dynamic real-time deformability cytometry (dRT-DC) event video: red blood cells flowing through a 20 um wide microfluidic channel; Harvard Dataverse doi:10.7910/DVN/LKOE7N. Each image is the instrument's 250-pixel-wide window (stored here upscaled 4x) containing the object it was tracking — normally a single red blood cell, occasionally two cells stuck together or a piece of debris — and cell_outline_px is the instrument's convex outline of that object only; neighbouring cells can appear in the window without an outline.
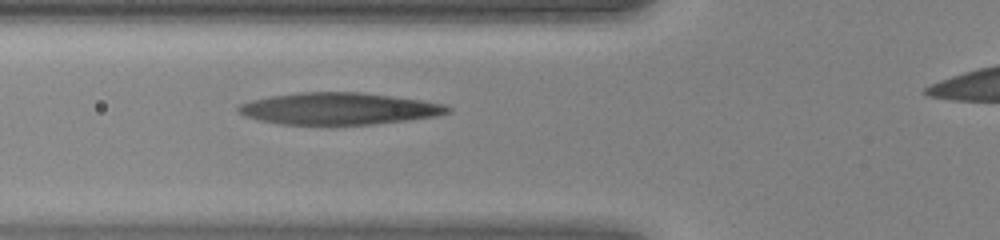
{"species": "human", "species_latin": "Homo sapiens", "temperature_condition": "warm", "stored_images_in_passage": 37, "camera_frame_rate_fps": 3000, "um_per_image_px": 0.085, "donor": {"sex": "female"}, "frame": {"image": 1, "passage_image": 11, "time_ms": 3.333, "image_size_px": [1000, 240], "cell_outline_px": [[452, 108], [448, 112], [436, 116], [404, 120], [368, 124], [280, 124], [260, 120], [248, 116], [240, 112], [236, 108], [240, 104], [252, 100], [272, 96], [300, 92], [356, 92], [420, 100], [444, 104]], "centroid_in_image_um": [28.78, 9.23], "position_along_channel_um": 97.0, "area_um2": 38.03}}
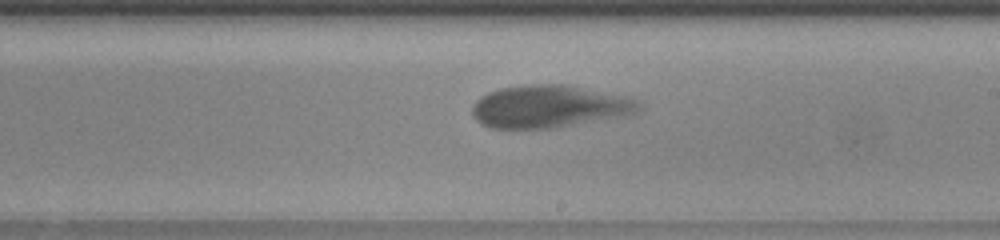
{"frame": {"image": 2, "passage_image": 21, "time_ms": 6.667, "image_size_px": [1000, 240], "cell_outline_px": [[636, 108], [632, 112], [548, 128], [492, 128], [484, 124], [472, 112], [472, 108], [488, 92], [504, 88], [540, 84], [560, 84], [624, 96], [632, 100], [636, 104]], "centroid_in_image_um": [46.55, 9.04], "position_along_channel_um": 242.5, "area_um2": 38.61}}
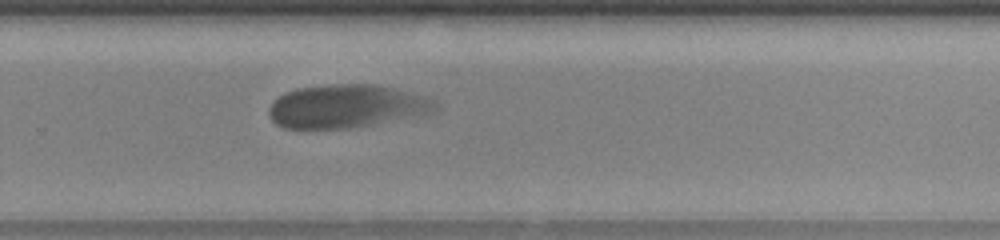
{"frame": {"image": 3, "passage_image": 25, "time_ms": 8.0, "image_size_px": [1000, 240], "cell_outline_px": [[436, 108], [432, 112], [372, 124], [348, 128], [284, 128], [276, 124], [272, 120], [268, 112], [268, 108], [280, 96], [296, 88], [336, 84], [372, 84], [392, 88], [432, 100], [436, 104]], "centroid_in_image_um": [29.36, 9.04], "position_along_channel_um": 300.4, "area_um2": 40.81}}